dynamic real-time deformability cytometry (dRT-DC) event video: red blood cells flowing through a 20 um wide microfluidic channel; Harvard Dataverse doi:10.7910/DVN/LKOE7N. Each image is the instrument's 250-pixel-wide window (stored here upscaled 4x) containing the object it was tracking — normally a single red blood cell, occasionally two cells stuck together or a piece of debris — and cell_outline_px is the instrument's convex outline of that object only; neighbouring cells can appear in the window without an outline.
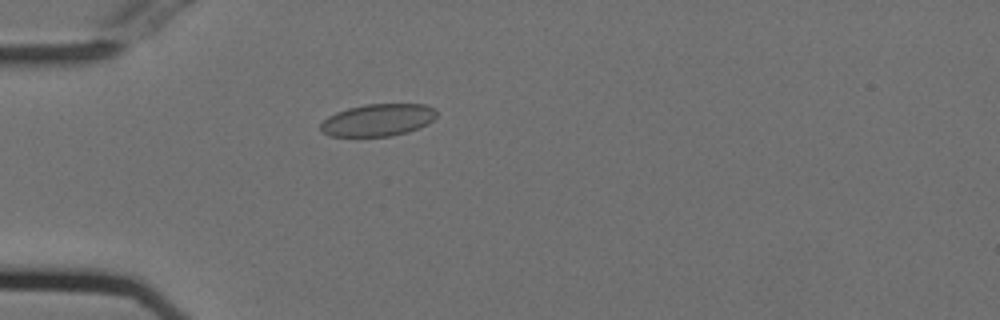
{"species": "Egyptian fruit bat (a non-hibernating species)", "species_latin": "Rousettus aegyptiacus", "temperature_condition": "cold", "stored_images_in_passage": 56, "camera_frame_rate_fps": 3000, "um_per_image_px": 0.085, "animal": {"sex": "female"}, "frame": {"image": 1, "passage_image": 17, "time_ms": 5.333, "image_size_px": [1000, 320], "cell_outline_px": [[436, 116], [428, 124], [420, 128], [408, 132], [392, 136], [332, 136], [324, 132], [320, 128], [320, 124], [328, 116], [336, 112], [348, 108], [364, 104], [424, 104], [436, 108]], "centroid_in_image_um": [32.15, 10.19], "position_along_channel_um": 52.8, "area_um2": 21.85}}
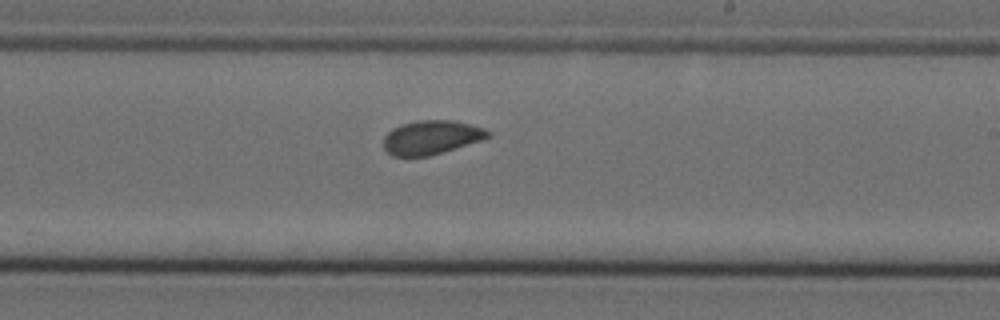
{"frame": {"image": 2, "passage_image": 34, "time_ms": 11.0, "image_size_px": [1000, 320], "cell_outline_px": [[492, 136], [480, 140], [428, 156], [392, 156], [384, 148], [384, 136], [392, 128], [400, 124], [416, 120], [452, 120], [484, 128], [492, 132]], "centroid_in_image_um": [36.64, 11.66], "position_along_channel_um": 252.4, "area_um2": 20.52}}
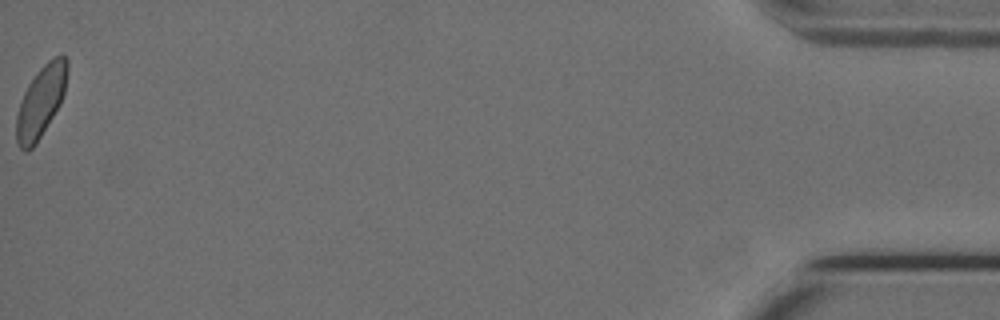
{"frame": {"image": 3, "passage_image": 56, "time_ms": 18.333, "image_size_px": [1000, 320], "cell_outline_px": [[68, 68], [64, 92], [60, 104], [36, 144], [28, 152], [24, 152], [20, 148], [16, 140], [16, 116], [20, 100], [28, 84], [36, 72], [52, 56], [64, 56], [68, 60]], "centroid_in_image_um": [3.45, 8.64], "position_along_channel_um": 431.7, "area_um2": 21.21}, "authors_computed_cell_mechanics": {"area_um2": 21.2126, "velocity_mm_per_s": 3.7283, "shape_relaxation_time_tau1_ms": 8.0742, "shape_relaxation_time_tau2_ms": null, "deformation_change_tau1": 0.0942, "deformation_change_tau2": null}}